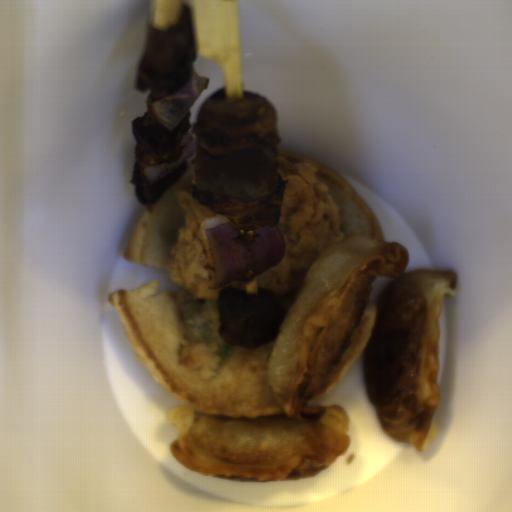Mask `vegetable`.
Returning <instances> with one entry per match:
<instances>
[{
    "mask_svg": "<svg viewBox=\"0 0 512 512\" xmlns=\"http://www.w3.org/2000/svg\"><path fill=\"white\" fill-rule=\"evenodd\" d=\"M199 227L210 290L247 283L276 268L286 254V242L278 227L236 229L225 215L206 218Z\"/></svg>",
    "mask_w": 512,
    "mask_h": 512,
    "instance_id": "obj_1",
    "label": "vegetable"
},
{
    "mask_svg": "<svg viewBox=\"0 0 512 512\" xmlns=\"http://www.w3.org/2000/svg\"><path fill=\"white\" fill-rule=\"evenodd\" d=\"M194 176L199 191L244 200L274 195L280 189L276 148H246L225 155L194 149Z\"/></svg>",
    "mask_w": 512,
    "mask_h": 512,
    "instance_id": "obj_2",
    "label": "vegetable"
},
{
    "mask_svg": "<svg viewBox=\"0 0 512 512\" xmlns=\"http://www.w3.org/2000/svg\"><path fill=\"white\" fill-rule=\"evenodd\" d=\"M209 81L210 78L198 76L191 68L190 79L171 96L161 100H152L148 96L146 109L150 117L159 125L174 131L201 93L207 89Z\"/></svg>",
    "mask_w": 512,
    "mask_h": 512,
    "instance_id": "obj_3",
    "label": "vegetable"
},
{
    "mask_svg": "<svg viewBox=\"0 0 512 512\" xmlns=\"http://www.w3.org/2000/svg\"><path fill=\"white\" fill-rule=\"evenodd\" d=\"M180 146L181 151L177 161L147 166L144 171L146 179L150 181L162 180L184 165H187V167L191 165L195 158L193 136L190 133H186L181 140Z\"/></svg>",
    "mask_w": 512,
    "mask_h": 512,
    "instance_id": "obj_4",
    "label": "vegetable"
}]
</instances>
